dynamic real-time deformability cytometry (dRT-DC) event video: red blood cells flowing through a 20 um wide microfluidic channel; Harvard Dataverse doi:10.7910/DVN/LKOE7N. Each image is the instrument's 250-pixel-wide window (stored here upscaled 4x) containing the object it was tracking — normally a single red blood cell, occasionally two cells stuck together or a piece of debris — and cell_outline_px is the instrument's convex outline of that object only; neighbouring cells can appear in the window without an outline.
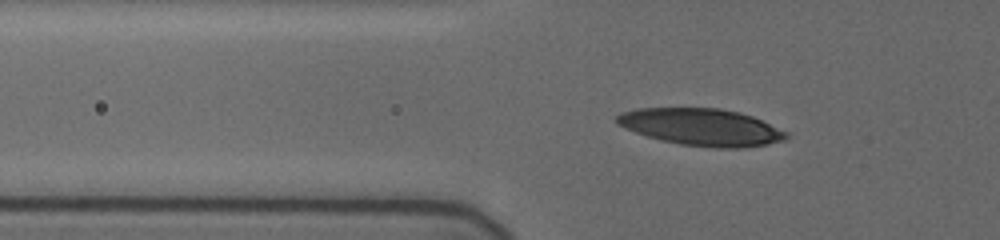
{"species": "human", "species_latin": "Homo sapiens", "temperature_condition": "cold", "stored_images_in_passage": 43, "camera_frame_rate_fps": 3000, "um_per_image_px": 0.085, "donor": {"sex": "female"}, "frame": {"image": 1, "passage_image": 16, "time_ms": 6.667, "image_size_px": [1000, 240], "cell_outline_px": [[788, 136], [784, 140], [768, 144], [744, 148], [712, 148], [680, 144], [648, 136], [636, 132], [616, 124], [616, 116], [620, 112], [636, 108], [720, 108], [740, 112], [752, 116], [788, 132]], "centroid_in_image_um": [59.63, 10.8], "position_along_channel_um": 66.2, "area_um2": 36.59}}
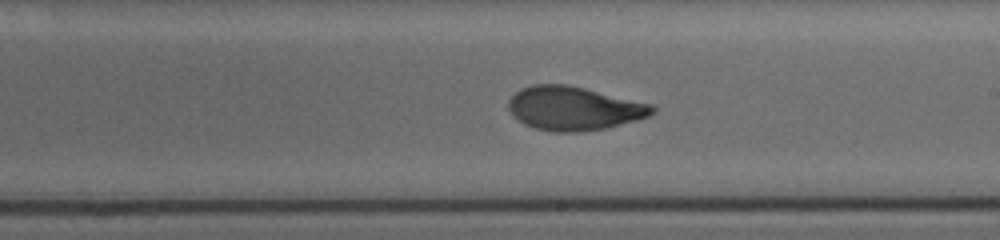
{"frame": {"image": 2, "passage_image": 27, "time_ms": 11.667, "image_size_px": [1000, 240], "cell_outline_px": [[656, 108], [648, 116], [636, 120], [608, 128], [580, 132], [552, 132], [536, 128], [524, 124], [512, 116], [508, 108], [508, 100], [520, 88], [532, 84], [564, 84], [584, 88], [652, 104]], "centroid_in_image_um": [48.74, 9.22], "position_along_channel_um": 240.3, "area_um2": 36.7}}
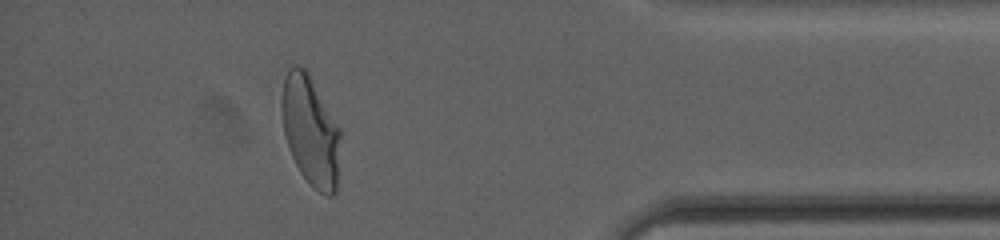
{"frame": {"image": 3, "passage_image": 39, "time_ms": 17.0, "image_size_px": [1000, 240], "cell_outline_px": [[340, 136], [336, 192], [332, 196], [328, 196], [312, 188], [308, 184], [300, 172], [288, 148], [284, 132], [280, 108], [280, 100], [284, 76], [288, 60], [304, 68], [308, 72], [340, 128]], "centroid_in_image_um": [26.35, 11.05], "position_along_channel_um": 408.9, "area_um2": 38.21}, "authors_computed_cell_mechanics": {"area_um2": 36.2984, "velocity_mm_per_s": 3.6773, "shape_relaxation_time_tau1_ms": 4.0349, "shape_relaxation_time_tau2_ms": 0.7543, "deformation_change_tau1": 0.1859, "deformation_change_tau2": 0.0487}}